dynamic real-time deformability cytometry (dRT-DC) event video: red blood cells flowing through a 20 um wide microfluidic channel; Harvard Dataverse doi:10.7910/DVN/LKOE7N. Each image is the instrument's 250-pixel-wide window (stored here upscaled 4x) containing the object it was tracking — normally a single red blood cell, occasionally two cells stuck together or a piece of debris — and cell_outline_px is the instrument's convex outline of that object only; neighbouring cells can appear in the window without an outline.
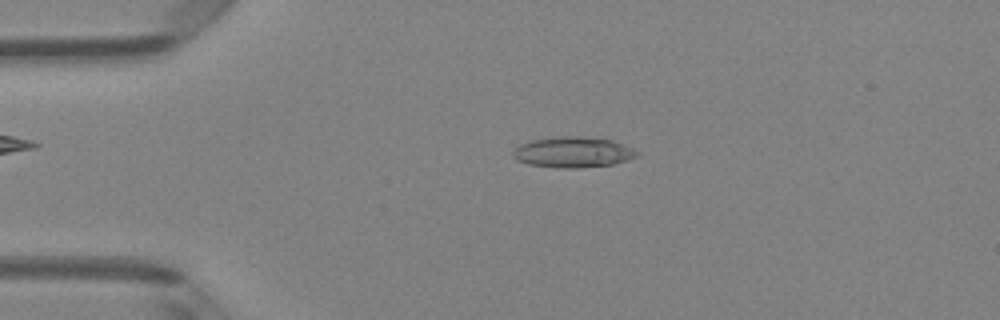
{"species": "Egyptian fruit bat (a non-hibernating species)", "species_latin": "Rousettus aegyptiacus", "temperature_condition": "room temperature", "stored_images_in_passage": 4, "camera_frame_rate_fps": 3000, "um_per_image_px": 0.085, "animal": {"sex": "female"}, "frame": {"image": 1, "passage_image": 3, "time_ms": 2.333, "image_size_px": [1000, 320], "cell_outline_px": [[640, 156], [628, 160], [612, 164], [576, 168], [560, 168], [528, 164], [516, 160], [512, 156], [512, 152], [520, 144], [532, 140], [556, 136], [580, 136], [612, 140], [632, 148], [640, 152]], "centroid_in_image_um": [48.71, 12.93], "position_along_channel_um": 36.3, "area_um2": 22.25}}